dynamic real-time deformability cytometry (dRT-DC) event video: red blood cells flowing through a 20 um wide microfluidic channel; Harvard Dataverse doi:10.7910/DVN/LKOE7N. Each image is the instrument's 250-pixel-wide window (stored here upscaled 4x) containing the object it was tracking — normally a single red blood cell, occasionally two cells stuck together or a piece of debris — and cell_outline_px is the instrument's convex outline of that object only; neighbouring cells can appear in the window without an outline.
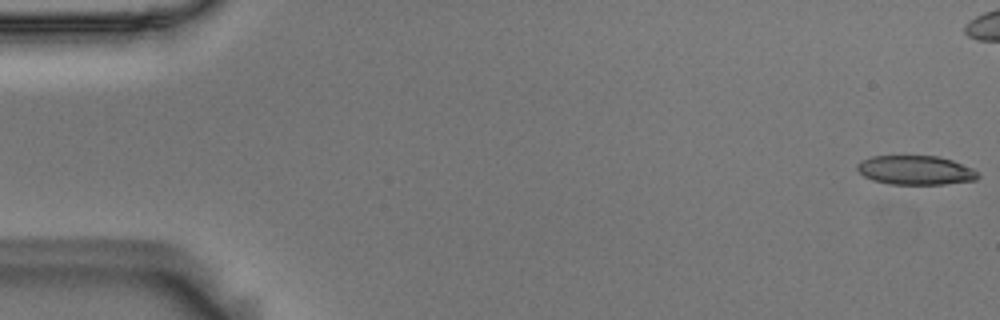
{"species": "Egyptian fruit bat (a non-hibernating species)", "species_latin": "Rousettus aegyptiacus", "temperature_condition": "room temperature", "stored_images_in_passage": 56, "camera_frame_rate_fps": 3000, "um_per_image_px": 0.085, "animal": {"sex": "male"}, "frame": {"image": 1, "passage_image": 1, "time_ms": 0.0, "image_size_px": [1000, 320], "cell_outline_px": [[980, 176], [976, 180], [944, 184], [888, 184], [872, 180], [864, 176], [856, 168], [856, 164], [872, 156], [940, 156], [952, 160], [972, 168]], "centroid_in_image_um": [77.82, 14.47], "position_along_channel_um": 7.2, "area_um2": 20.46}}
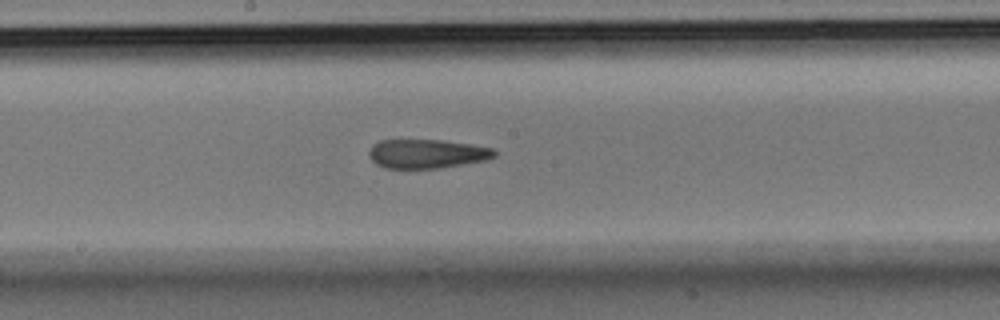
{"frame": {"image": 2, "passage_image": 29, "time_ms": 9.333, "image_size_px": [1000, 320], "cell_outline_px": [[496, 156], [488, 160], [440, 168], [384, 168], [376, 164], [368, 156], [368, 152], [372, 144], [380, 140], [440, 140], [472, 144], [492, 148], [496, 152]], "centroid_in_image_um": [36.28, 13.07], "position_along_channel_um": 211.9, "area_um2": 21.39}}
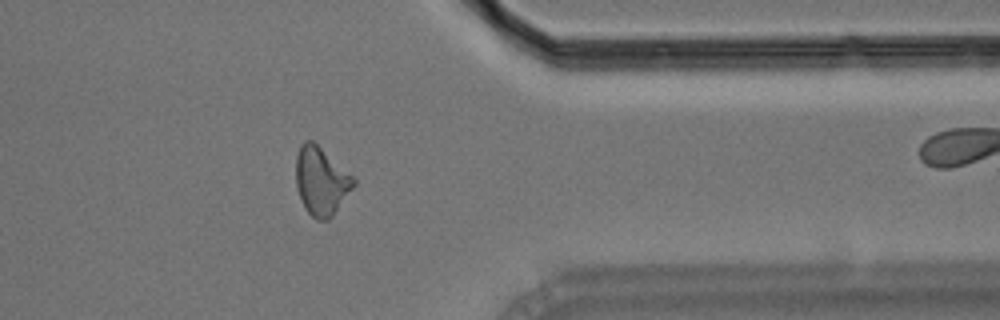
{"frame": {"image": 3, "passage_image": 44, "time_ms": 14.333, "image_size_px": [1000, 320], "cell_outline_px": [[356, 184], [332, 216], [328, 220], [316, 220], [308, 212], [296, 188], [296, 156], [300, 144], [304, 140], [312, 140], [352, 176], [356, 180]], "centroid_in_image_um": [27.28, 15.39], "position_along_channel_um": 384.1, "area_um2": 22.54}, "authors_computed_cell_mechanics": {"area_um2": 21.9351, "velocity_mm_per_s": 3.6966, "shape_relaxation_time_tau1_ms": 10.0093, "shape_relaxation_time_tau2_ms": 3.5517, "deformation_change_tau1": 0.2386, "deformation_change_tau2": 0.1487}}